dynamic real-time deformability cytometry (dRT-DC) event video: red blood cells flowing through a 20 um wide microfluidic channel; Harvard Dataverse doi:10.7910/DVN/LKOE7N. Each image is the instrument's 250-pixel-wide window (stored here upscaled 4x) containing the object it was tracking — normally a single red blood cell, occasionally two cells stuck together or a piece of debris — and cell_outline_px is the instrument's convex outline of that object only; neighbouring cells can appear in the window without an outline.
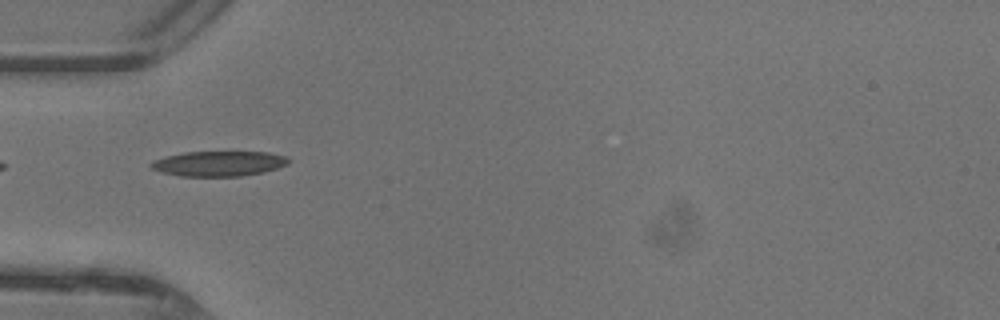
{"species": "common noctule bat (a hibernating species)", "species_latin": "Nyctalus noctula", "temperature_condition": "warm", "stored_images_in_passage": 33, "camera_frame_rate_fps": 3000, "um_per_image_px": 0.085, "animal": {"sex": "female"}, "frame": {"image": 1, "passage_image": 1, "time_ms": 0.0, "image_size_px": [1000, 320], "cell_outline_px": [[288, 164], [264, 172], [240, 176], [180, 176], [160, 172], [152, 168], [148, 164], [156, 160], [168, 156], [184, 152], [268, 152], [288, 156]], "centroid_in_image_um": [18.61, 13.9], "position_along_channel_um": 66.4, "area_um2": 20.0}}
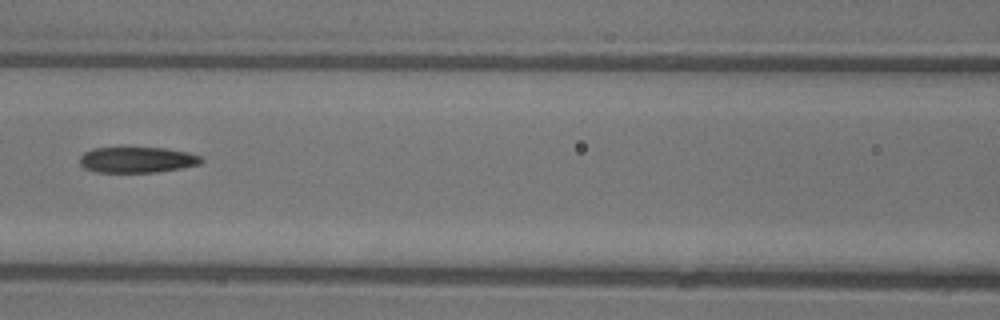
{"frame": {"image": 2, "passage_image": 7, "time_ms": 2.0, "image_size_px": [1000, 320], "cell_outline_px": [[204, 160], [200, 164], [180, 168], [156, 172], [96, 172], [84, 168], [80, 164], [80, 156], [84, 152], [92, 148], [164, 148], [188, 152], [200, 156]], "centroid_in_image_um": [11.64, 13.58], "position_along_channel_um": 155.0, "area_um2": 18.21}}
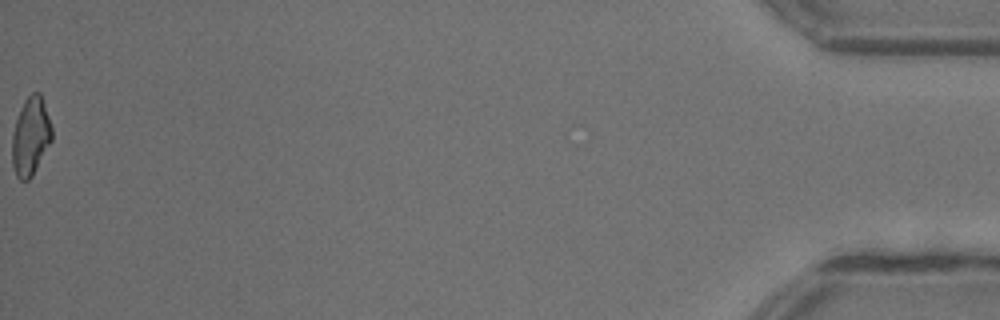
{"frame": {"image": 3, "passage_image": 33, "time_ms": 10.667, "image_size_px": [1000, 320], "cell_outline_px": [[52, 140], [32, 176], [28, 180], [20, 180], [16, 176], [12, 164], [12, 136], [16, 120], [24, 100], [32, 92], [40, 92], [52, 128]], "centroid_in_image_um": [2.6, 11.6], "position_along_channel_um": 432.6, "area_um2": 17.98}, "authors_computed_cell_mechanics": {"area_um2": 19.1318, "velocity_mm_per_s": 4.4165, "shape_relaxation_time_tau1_ms": 7.7898, "shape_relaxation_time_tau2_ms": 3.3064, "deformation_change_tau1": 0.2267, "deformation_change_tau2": 0.1281}}